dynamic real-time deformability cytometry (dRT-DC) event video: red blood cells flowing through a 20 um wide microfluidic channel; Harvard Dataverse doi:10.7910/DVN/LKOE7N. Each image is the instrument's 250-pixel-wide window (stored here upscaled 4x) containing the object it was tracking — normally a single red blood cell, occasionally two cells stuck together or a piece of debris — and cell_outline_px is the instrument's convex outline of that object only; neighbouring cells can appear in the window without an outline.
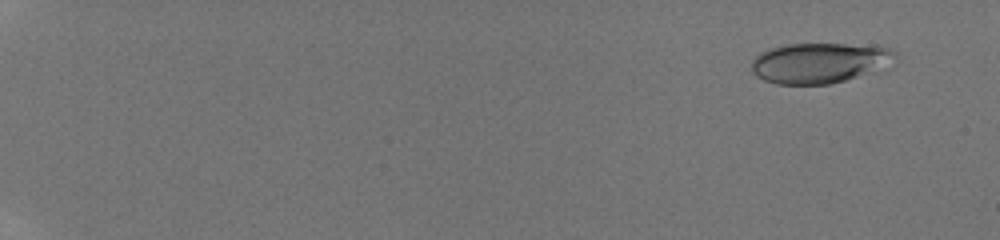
{"species": "human", "species_latin": "Homo sapiens", "temperature_condition": "room temperature", "stored_images_in_passage": 8, "camera_frame_rate_fps": 3000, "um_per_image_px": 0.085, "donor": {"sex": "male"}, "frame": {"image": 1, "passage_image": 2, "time_ms": 1.0, "image_size_px": [1000, 240], "cell_outline_px": [[896, 56], [892, 68], [828, 84], [776, 84], [764, 80], [756, 76], [752, 72], [752, 60], [760, 52], [768, 48], [788, 44], [844, 44], [892, 48], [896, 52]], "centroid_in_image_um": [69.72, 5.35], "position_along_channel_um": 15.3, "area_um2": 34.28}}
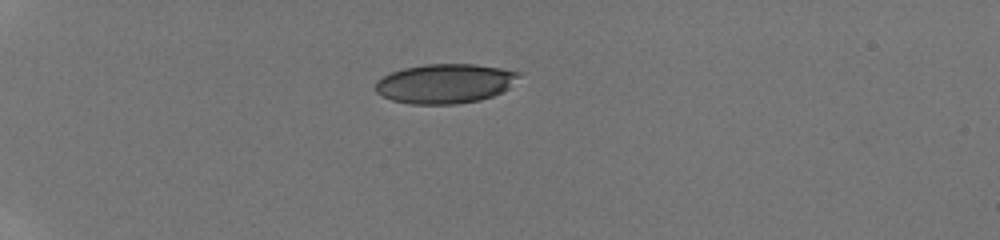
{"frame": {"image": 2, "passage_image": 6, "time_ms": 5.333, "image_size_px": [1000, 240], "cell_outline_px": [[520, 76], [508, 88], [492, 96], [480, 100], [456, 104], [412, 104], [392, 100], [376, 92], [376, 80], [392, 72], [404, 68], [424, 64], [472, 64], [500, 68], [520, 72]], "centroid_in_image_um": [37.82, 7.1], "position_along_channel_um": 47.2, "area_um2": 32.77}}
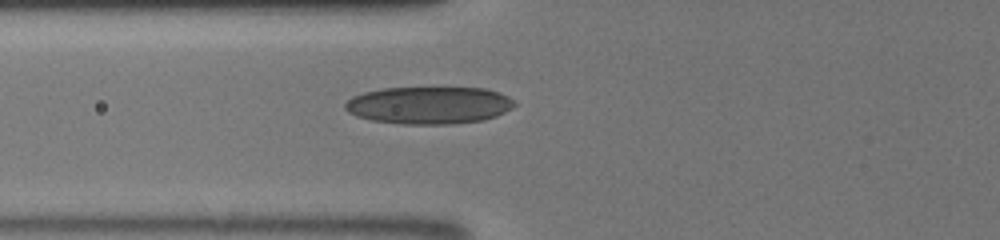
{"frame": {"image": 3, "passage_image": 8, "time_ms": 7.667, "image_size_px": [1000, 240], "cell_outline_px": [[516, 104], [512, 108], [496, 116], [484, 120], [452, 124], [400, 124], [372, 120], [356, 116], [348, 112], [344, 108], [344, 104], [352, 96], [364, 92], [384, 88], [484, 88], [508, 96], [516, 100]], "centroid_in_image_um": [36.46, 8.95], "position_along_channel_um": 89.3, "area_um2": 36.99}}